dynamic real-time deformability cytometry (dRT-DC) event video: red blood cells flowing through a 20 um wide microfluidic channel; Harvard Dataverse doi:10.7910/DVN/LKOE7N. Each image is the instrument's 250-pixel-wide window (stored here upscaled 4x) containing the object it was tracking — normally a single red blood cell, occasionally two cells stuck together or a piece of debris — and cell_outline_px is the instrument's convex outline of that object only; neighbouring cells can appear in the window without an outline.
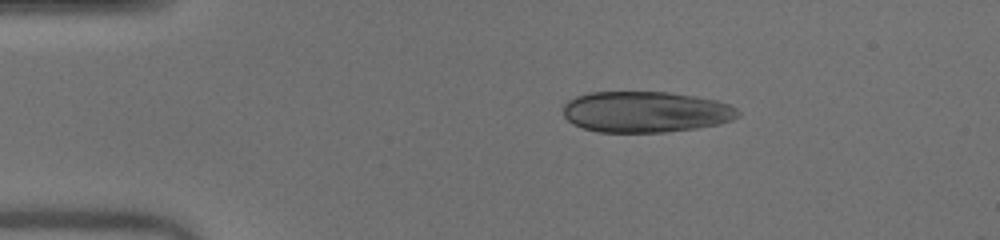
{"species": "human", "species_latin": "Homo sapiens", "temperature_condition": "warm", "stored_images_in_passage": 41, "camera_frame_rate_fps": 3000, "um_per_image_px": 0.085, "donor": {"sex": "male"}, "frame": {"image": 1, "passage_image": 1, "time_ms": 0.0, "image_size_px": [1000, 240], "cell_outline_px": [[740, 116], [732, 120], [720, 124], [696, 128], [668, 132], [596, 132], [572, 124], [564, 116], [564, 104], [568, 100], [576, 96], [588, 92], [668, 92], [696, 96], [716, 100], [728, 104], [736, 108], [740, 112]], "centroid_in_image_um": [54.88, 9.51], "position_along_channel_um": 30.1, "area_um2": 42.08}}
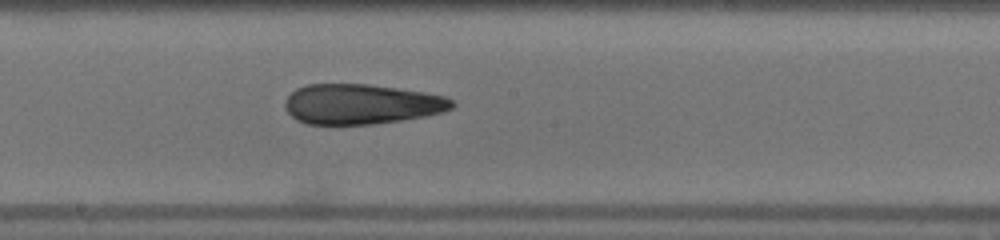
{"frame": {"image": 2, "passage_image": 19, "time_ms": 6.0, "image_size_px": [1000, 240], "cell_outline_px": [[456, 104], [452, 108], [440, 112], [424, 116], [400, 120], [372, 124], [308, 124], [296, 120], [284, 108], [284, 104], [288, 96], [296, 88], [308, 84], [368, 84], [424, 92], [444, 96], [452, 100]], "centroid_in_image_um": [30.68, 8.84], "position_along_channel_um": 217.5, "area_um2": 38.84}}
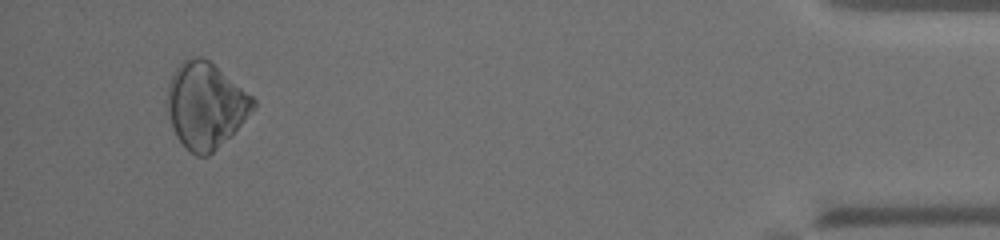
{"frame": {"image": 3, "passage_image": 39, "time_ms": 12.667, "image_size_px": [1000, 240], "cell_outline_px": [[256, 108], [208, 156], [196, 156], [188, 152], [176, 136], [172, 128], [168, 116], [168, 84], [176, 68], [184, 60], [192, 56], [200, 56], [208, 60], [252, 96], [256, 100]], "centroid_in_image_um": [17.45, 8.96], "position_along_channel_um": 417.7, "area_um2": 42.37}, "authors_computed_cell_mechanics": {"area_um2": 39.9398, "velocity_mm_per_s": 4.0687, "shape_relaxation_time_tau1_ms": null, "shape_relaxation_time_tau2_ms": 2.2872, "deformation_change_tau1": null, "deformation_change_tau2": 0.0581}}